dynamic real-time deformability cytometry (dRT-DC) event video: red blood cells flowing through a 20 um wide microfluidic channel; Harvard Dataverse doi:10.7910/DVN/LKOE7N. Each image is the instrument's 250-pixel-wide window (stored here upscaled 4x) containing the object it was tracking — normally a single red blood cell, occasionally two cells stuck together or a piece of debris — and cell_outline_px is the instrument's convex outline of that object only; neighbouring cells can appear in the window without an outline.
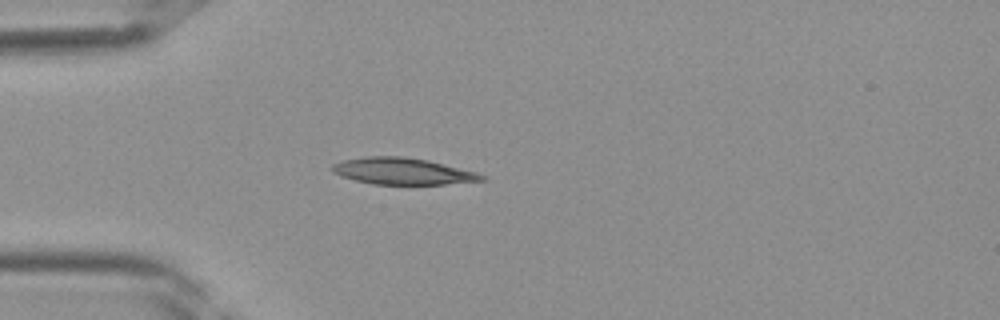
{"species": "Egyptian fruit bat (a non-hibernating species)", "species_latin": "Rousettus aegyptiacus", "temperature_condition": "room temperature", "stored_images_in_passage": 38, "camera_frame_rate_fps": 3000, "um_per_image_px": 0.085, "frame": {"image": 1, "passage_image": 10, "time_ms": 3.0, "image_size_px": [1000, 320], "cell_outline_px": [[488, 180], [444, 184], [372, 184], [340, 176], [332, 172], [332, 164], [340, 160], [364, 156], [404, 156], [428, 160], [476, 172], [488, 176]], "centroid_in_image_um": [34.22, 14.54], "position_along_channel_um": 50.8, "area_um2": 23.35}}
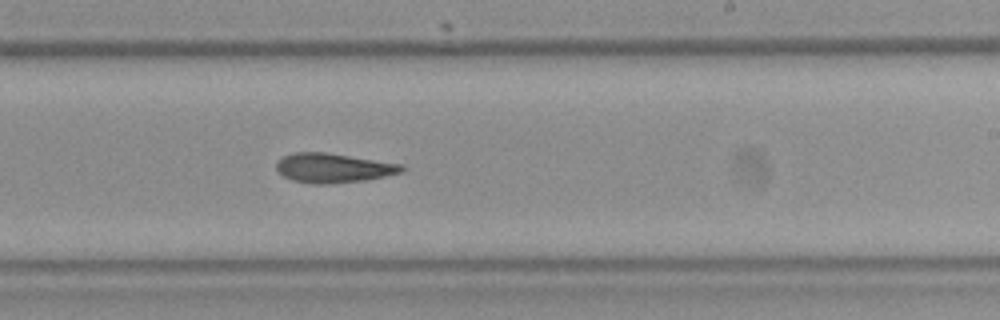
{"frame": {"image": 2, "passage_image": 23, "time_ms": 7.333, "image_size_px": [1000, 320], "cell_outline_px": [[408, 168], [404, 172], [368, 180], [328, 184], [312, 184], [292, 180], [284, 176], [276, 168], [276, 160], [292, 152], [324, 152], [404, 164]], "centroid_in_image_um": [28.38, 14.28], "position_along_channel_um": 260.6, "area_um2": 21.79}}
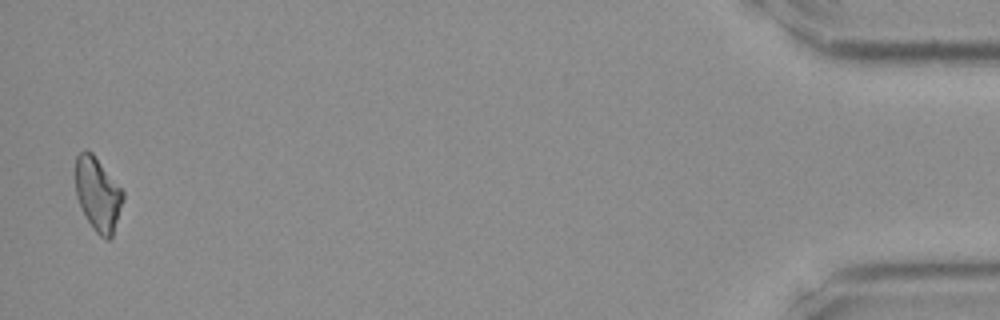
{"frame": {"image": 3, "passage_image": 38, "time_ms": 12.333, "image_size_px": [1000, 320], "cell_outline_px": [[124, 196], [112, 236], [108, 240], [104, 240], [92, 228], [76, 196], [72, 172], [76, 156], [84, 148], [92, 152], [124, 192]], "centroid_in_image_um": [8.25, 16.45], "position_along_channel_um": 426.9, "area_um2": 20.69}}